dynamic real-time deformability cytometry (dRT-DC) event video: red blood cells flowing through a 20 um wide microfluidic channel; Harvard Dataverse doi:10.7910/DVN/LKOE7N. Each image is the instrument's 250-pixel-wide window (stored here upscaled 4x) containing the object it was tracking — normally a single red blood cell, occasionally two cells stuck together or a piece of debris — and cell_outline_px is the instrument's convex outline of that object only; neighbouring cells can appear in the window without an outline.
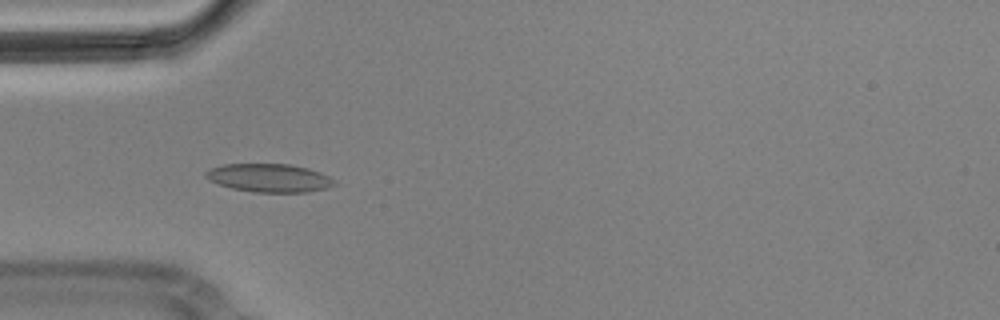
{"species": "Egyptian fruit bat (a non-hibernating species)", "species_latin": "Rousettus aegyptiacus", "temperature_condition": "cold", "stored_images_in_passage": 6, "camera_frame_rate_fps": 3000, "um_per_image_px": 0.085, "animal": {"sex": "male"}, "frame": {"image": 1, "passage_image": 5, "time_ms": 1.333, "image_size_px": [1000, 320], "cell_outline_px": [[336, 184], [328, 188], [308, 192], [252, 192], [232, 188], [208, 180], [204, 176], [204, 172], [208, 168], [224, 164], [288, 164], [308, 168], [320, 172], [336, 180]], "centroid_in_image_um": [22.87, 15.12], "position_along_channel_um": 62.1, "area_um2": 21.39}}